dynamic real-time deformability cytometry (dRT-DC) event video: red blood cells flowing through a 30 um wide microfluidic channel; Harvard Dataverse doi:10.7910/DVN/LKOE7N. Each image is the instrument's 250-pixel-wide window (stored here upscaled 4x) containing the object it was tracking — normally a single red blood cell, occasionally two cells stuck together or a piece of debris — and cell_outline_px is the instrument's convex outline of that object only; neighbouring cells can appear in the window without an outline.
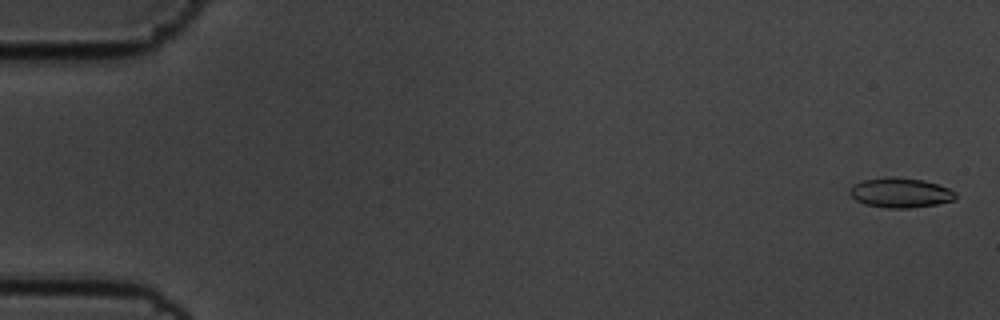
{"species": "common noctule bat (a hibernating species)", "species_latin": "Nyctalus noctula", "temperature_condition": "cold", "stored_images_in_passage": 56, "camera_frame_rate_fps": 3000, "um_per_image_px": 0.085, "animal": {"sex": "male", "body_mass_g": 19.5, "forearm_length_mm": 54.6}, "frame": {"image": 1, "passage_image": 2, "time_ms": 0.333, "image_size_px": [1000, 320], "cell_outline_px": [[956, 200], [936, 204], [912, 208], [888, 208], [864, 204], [856, 200], [848, 192], [852, 184], [864, 180], [888, 176], [896, 176], [924, 180], [948, 188], [956, 192]], "centroid_in_image_um": [76.52, 16.37], "position_along_channel_um": 8.5, "area_um2": 18.55}}
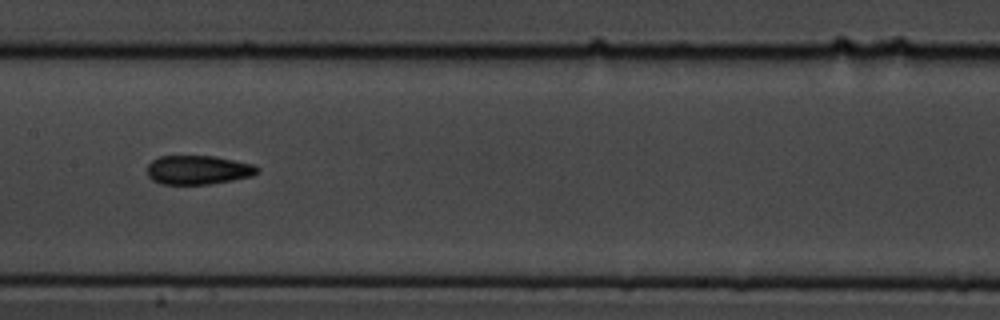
{"frame": {"image": 2, "passage_image": 29, "time_ms": 9.333, "image_size_px": [1000, 320], "cell_outline_px": [[260, 172], [252, 176], [232, 180], [208, 184], [160, 184], [152, 180], [148, 176], [148, 164], [152, 160], [160, 156], [212, 156], [252, 164], [260, 168]], "centroid_in_image_um": [16.83, 14.45], "position_along_channel_um": 190.6, "area_um2": 18.55}}
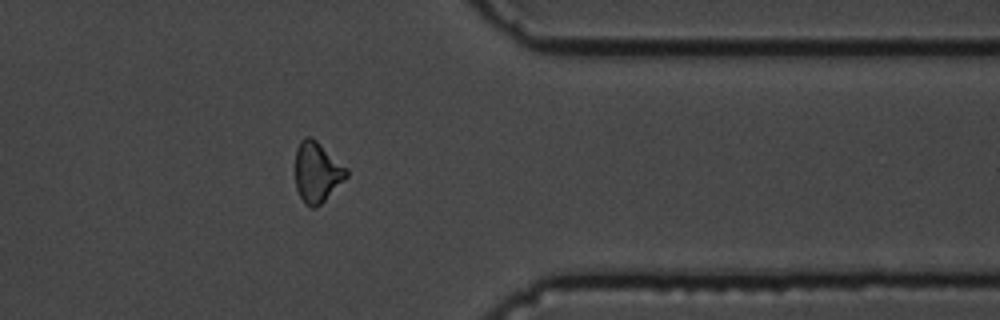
{"frame": {"image": 3, "passage_image": 46, "time_ms": 15.0, "image_size_px": [1000, 320], "cell_outline_px": [[348, 176], [316, 208], [312, 208], [304, 204], [296, 188], [296, 148], [300, 140], [304, 136], [312, 136], [348, 168]], "centroid_in_image_um": [26.94, 14.61], "position_along_channel_um": 384.5, "area_um2": 18.09}, "authors_computed_cell_mechanics": {"area_um2": 18.1781, "velocity_mm_per_s": 3.6103, "shape_relaxation_time_tau1_ms": 3.6289, "shape_relaxation_time_tau2_ms": 2.1154, "deformation_change_tau1": 0.1181, "deformation_change_tau2": 0.0923}}